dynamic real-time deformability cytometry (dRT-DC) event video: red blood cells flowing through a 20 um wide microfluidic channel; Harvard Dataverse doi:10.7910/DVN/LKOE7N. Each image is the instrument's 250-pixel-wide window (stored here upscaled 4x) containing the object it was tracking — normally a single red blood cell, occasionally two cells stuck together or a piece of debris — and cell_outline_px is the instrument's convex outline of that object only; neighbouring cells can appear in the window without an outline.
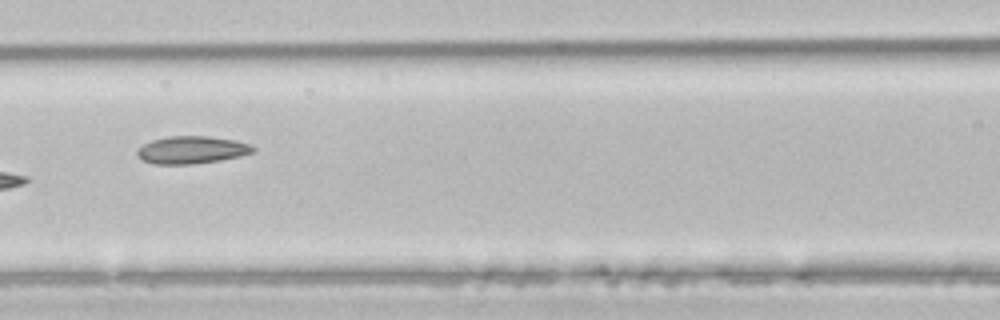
{"species": "common noctule bat (a hibernating species)", "species_latin": "Nyctalus noctula", "temperature_condition": "room temperature", "stored_images_in_passage": 5, "camera_frame_rate_fps": 3000, "um_per_image_px": 0.085, "animal": {"sex": "male", "body_mass_g": 21.5, "forearm_length_mm": 52.0}, "frame": {"image": 1, "passage_image": 5, "time_ms": 1.333, "image_size_px": [1000, 320], "cell_outline_px": [[256, 152], [240, 156], [220, 160], [192, 164], [152, 164], [140, 160], [136, 156], [136, 152], [144, 144], [152, 140], [168, 136], [208, 136], [232, 140], [252, 144], [256, 148]], "centroid_in_image_um": [16.29, 12.75], "position_along_channel_um": 150.3, "area_um2": 18.73}}